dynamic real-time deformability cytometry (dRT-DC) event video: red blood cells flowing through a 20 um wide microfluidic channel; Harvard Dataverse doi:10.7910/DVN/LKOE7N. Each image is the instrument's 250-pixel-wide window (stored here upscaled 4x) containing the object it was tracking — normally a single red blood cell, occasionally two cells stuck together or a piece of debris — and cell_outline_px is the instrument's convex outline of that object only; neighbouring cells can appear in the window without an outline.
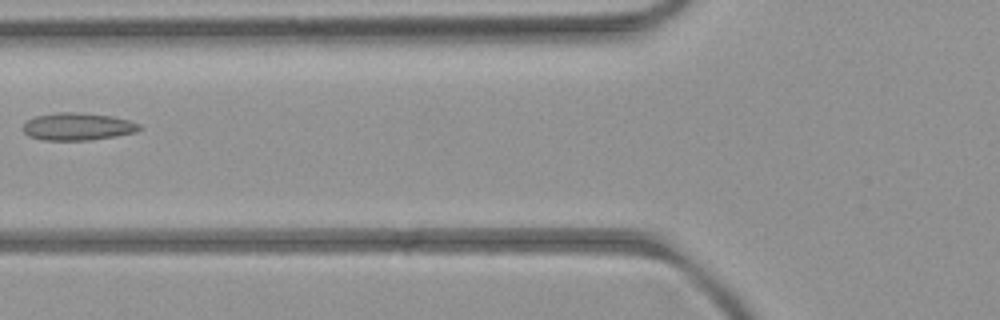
{"species": "common noctule bat (a hibernating species)", "species_latin": "Nyctalus noctula", "temperature_condition": "room temperature", "stored_images_in_passage": 6, "camera_frame_rate_fps": 3000, "um_per_image_px": 0.085, "animal": {"sex": "female", "body_mass_g": 21.9}, "frame": {"image": 1, "passage_image": 5, "time_ms": 4.333, "image_size_px": [1000, 320], "cell_outline_px": [[144, 128], [136, 132], [88, 140], [40, 140], [28, 136], [24, 132], [24, 124], [28, 120], [36, 116], [60, 112], [80, 112], [112, 116], [128, 120], [140, 124]], "centroid_in_image_um": [6.61, 10.75], "position_along_channel_um": 119.2, "area_um2": 18.55}}
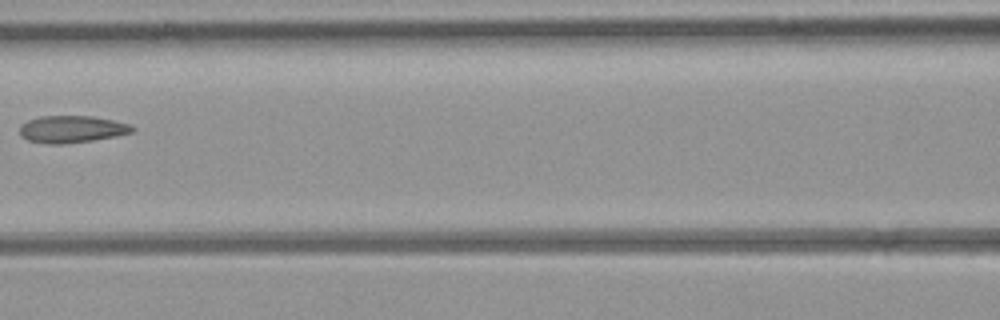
{"frame": {"image": 2, "passage_image": 6, "time_ms": 5.333, "image_size_px": [1000, 320], "cell_outline_px": [[136, 128], [132, 132], [116, 136], [92, 140], [64, 144], [48, 144], [28, 140], [20, 136], [20, 128], [28, 120], [40, 116], [92, 116], [112, 120], [128, 124]], "centroid_in_image_um": [6.09, 10.98], "position_along_channel_um": 160.5, "area_um2": 17.63}}